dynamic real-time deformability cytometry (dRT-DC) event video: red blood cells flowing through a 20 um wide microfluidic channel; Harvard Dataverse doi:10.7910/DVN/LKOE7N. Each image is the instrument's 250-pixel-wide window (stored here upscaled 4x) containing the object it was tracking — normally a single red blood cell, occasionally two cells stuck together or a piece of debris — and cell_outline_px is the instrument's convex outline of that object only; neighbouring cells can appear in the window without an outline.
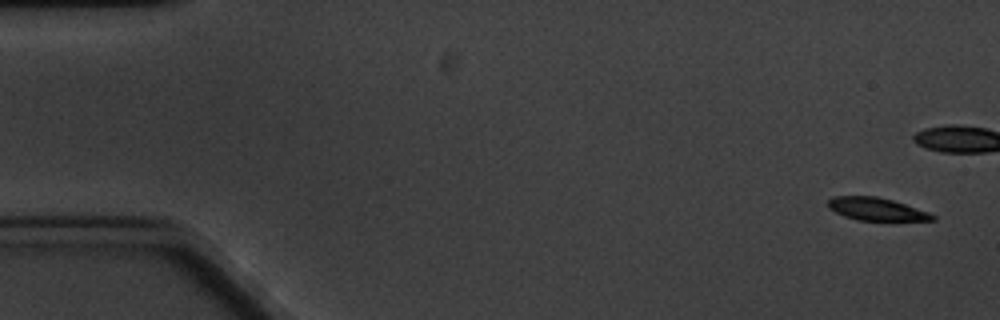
{"species": "common noctule bat (a hibernating species)", "species_latin": "Nyctalus noctula", "temperature_condition": "cold", "stored_images_in_passage": 7, "camera_frame_rate_fps": 3000, "um_per_image_px": 0.085, "animal": {"sex": "male", "body_mass_g": 20.1, "forearm_length_mm": 53.5}, "frame": {"image": 1, "passage_image": 1, "time_ms": 0.0, "image_size_px": [1000, 320], "cell_outline_px": [[936, 220], [856, 220], [844, 216], [828, 208], [828, 200], [832, 196], [876, 196], [892, 200], [928, 212], [936, 216]], "centroid_in_image_um": [74.46, 17.77], "position_along_channel_um": 10.5, "area_um2": 13.7}}